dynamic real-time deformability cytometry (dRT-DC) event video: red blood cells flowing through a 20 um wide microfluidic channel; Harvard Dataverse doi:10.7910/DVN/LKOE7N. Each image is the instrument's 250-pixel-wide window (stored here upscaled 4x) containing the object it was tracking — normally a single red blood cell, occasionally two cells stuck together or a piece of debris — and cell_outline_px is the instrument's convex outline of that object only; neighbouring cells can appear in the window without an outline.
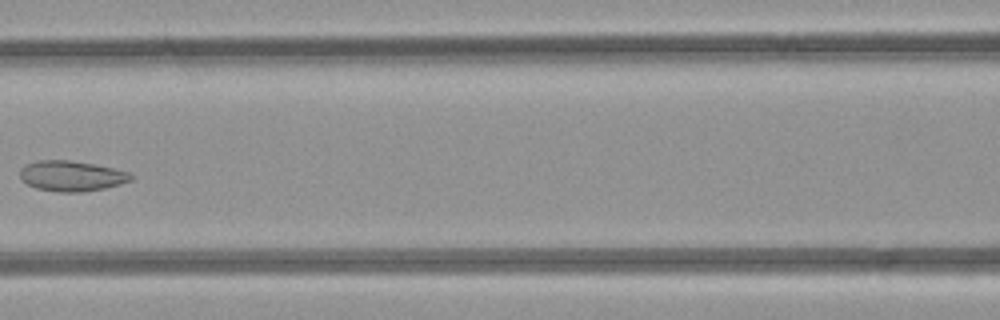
{"species": "common noctule bat (a hibernating species)", "species_latin": "Nyctalus noctula", "temperature_condition": "room temperature", "stored_images_in_passage": 5, "camera_frame_rate_fps": 3000, "um_per_image_px": 0.085, "animal": {"sex": "female", "body_mass_g": 21.9}, "frame": {"image": 1, "passage_image": 5, "time_ms": 4.667, "image_size_px": [1000, 320], "cell_outline_px": [[132, 180], [120, 184], [104, 188], [84, 192], [60, 192], [36, 188], [28, 184], [20, 176], [20, 168], [28, 164], [40, 160], [68, 160], [92, 164], [112, 168], [128, 172], [132, 176]], "centroid_in_image_um": [6.08, 14.96], "position_along_channel_um": 160.5, "area_um2": 19.36}}